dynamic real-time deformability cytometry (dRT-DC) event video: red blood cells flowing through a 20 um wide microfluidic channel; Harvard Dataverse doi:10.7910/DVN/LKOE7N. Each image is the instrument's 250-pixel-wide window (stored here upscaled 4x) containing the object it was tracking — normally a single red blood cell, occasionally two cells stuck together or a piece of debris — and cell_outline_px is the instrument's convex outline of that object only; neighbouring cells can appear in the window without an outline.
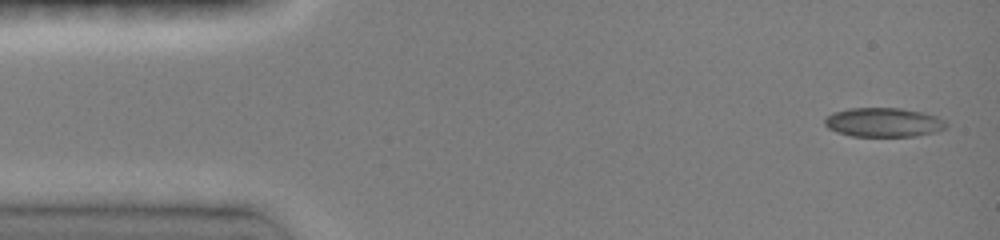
{"species": "common noctule bat (a hibernating species)", "species_latin": "Nyctalus noctula", "temperature_condition": "room temperature", "stored_images_in_passage": 6, "camera_frame_rate_fps": 3000, "um_per_image_px": 0.085, "animal": {"sex": "female", "body_mass_g": 19.0, "forearm_length_mm": 51.5}, "frame": {"image": 1, "passage_image": 1, "time_ms": 0.0, "image_size_px": [1000, 240], "cell_outline_px": [[948, 124], [944, 128], [932, 132], [912, 136], [852, 136], [836, 132], [828, 128], [824, 124], [824, 120], [832, 112], [848, 108], [900, 108], [924, 112], [936, 116], [944, 120]], "centroid_in_image_um": [75.06, 10.39], "position_along_channel_um": 9.9, "area_um2": 20.58}}
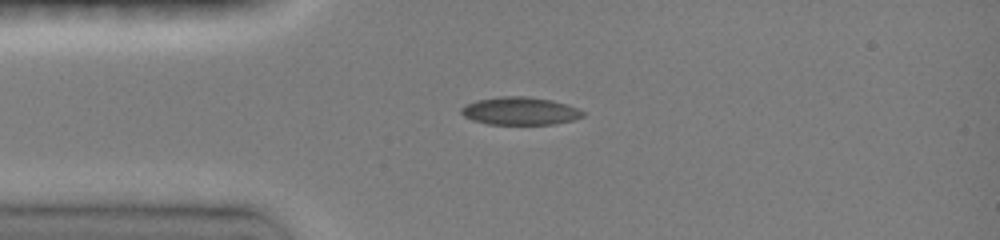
{"frame": {"image": 2, "passage_image": 5, "time_ms": 3.0, "image_size_px": [1000, 240], "cell_outline_px": [[584, 116], [572, 120], [552, 124], [488, 124], [472, 120], [464, 116], [460, 112], [460, 108], [476, 100], [500, 96], [528, 96], [552, 100], [568, 104], [584, 112]], "centroid_in_image_um": [44.19, 9.43], "position_along_channel_um": 40.8, "area_um2": 19.71}}